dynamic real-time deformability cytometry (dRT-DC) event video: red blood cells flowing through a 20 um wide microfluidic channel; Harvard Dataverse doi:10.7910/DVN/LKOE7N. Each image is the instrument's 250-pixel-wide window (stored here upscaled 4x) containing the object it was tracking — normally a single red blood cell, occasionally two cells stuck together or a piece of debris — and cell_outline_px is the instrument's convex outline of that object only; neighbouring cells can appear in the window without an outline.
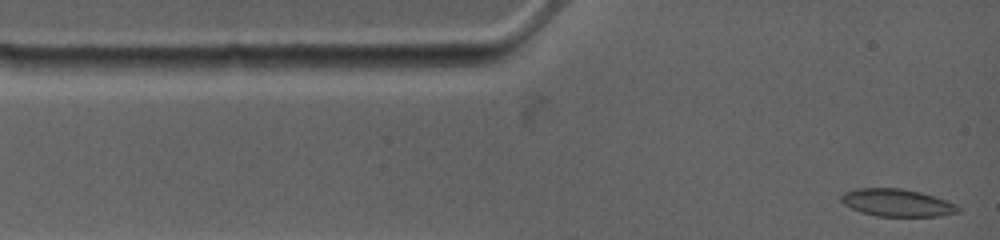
{"species": "common noctule bat (a hibernating species)", "species_latin": "Nyctalus noctula", "temperature_condition": "warm", "stored_images_in_passage": 54, "camera_frame_rate_fps": 4500, "um_per_image_px": 0.085, "animal": {"sex": "female", "body_mass_g": 19.0, "forearm_length_mm": 53.3}, "frame": {"image": 1, "passage_image": 1, "time_ms": 0.0, "image_size_px": [1000, 240], "cell_outline_px": [[960, 212], [936, 216], [876, 216], [860, 212], [844, 204], [840, 200], [840, 196], [844, 192], [856, 188], [900, 188], [920, 192], [956, 204], [960, 208]], "centroid_in_image_um": [76.21, 17.23], "position_along_channel_um": 8.8, "area_um2": 18.61}}
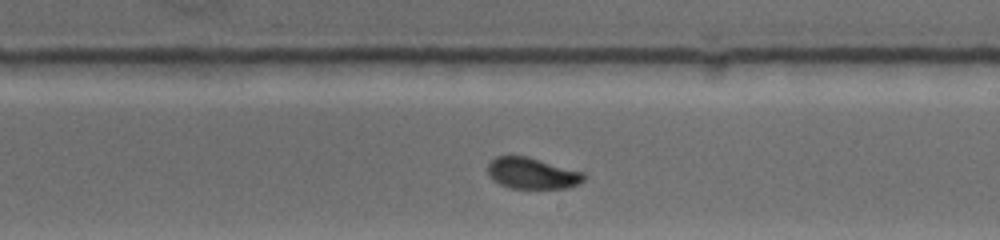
{"frame": {"image": 2, "passage_image": 29, "time_ms": 7.111, "image_size_px": [1000, 240], "cell_outline_px": [[584, 180], [568, 188], [512, 188], [500, 184], [492, 180], [488, 176], [488, 164], [496, 156], [528, 156], [584, 172]], "centroid_in_image_um": [45.21, 14.72], "position_along_channel_um": 243.8, "area_um2": 17.46}}
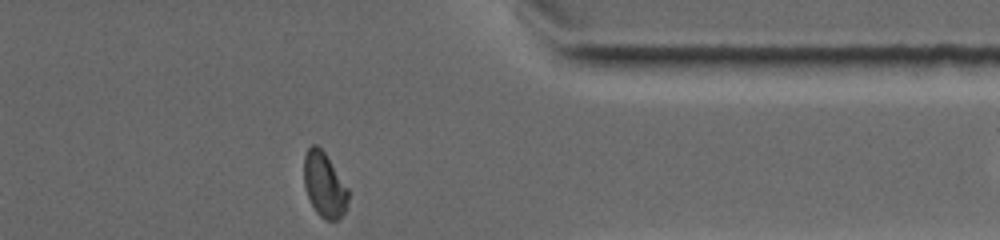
{"frame": {"image": 3, "passage_image": 53, "time_ms": 11.111, "image_size_px": [1000, 240], "cell_outline_px": [[348, 200], [344, 212], [340, 220], [324, 220], [316, 212], [308, 196], [304, 184], [304, 156], [308, 148], [312, 144], [316, 144], [324, 152], [348, 188]], "centroid_in_image_um": [27.57, 15.73], "position_along_channel_um": 383.8, "area_um2": 16.59}, "authors_computed_cell_mechanics": {"area_um2": 17.7735, "velocity_mm_per_s": 3.819, "shape_relaxation_time_tau1_ms": null, "shape_relaxation_time_tau2_ms": 0.9775, "deformation_change_tau1": null, "deformation_change_tau2": 0.0425}}